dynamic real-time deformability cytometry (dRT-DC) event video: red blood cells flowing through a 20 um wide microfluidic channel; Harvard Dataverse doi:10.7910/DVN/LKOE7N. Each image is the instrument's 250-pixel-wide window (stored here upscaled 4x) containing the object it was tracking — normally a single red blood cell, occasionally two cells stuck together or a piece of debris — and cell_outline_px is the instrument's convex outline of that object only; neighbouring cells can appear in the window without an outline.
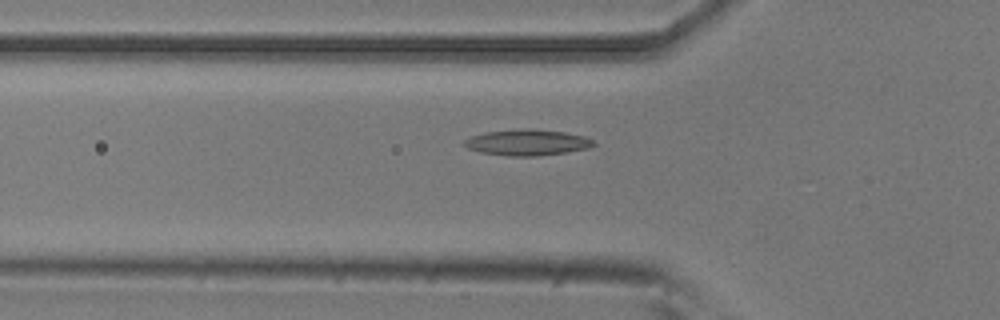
{"species": "common noctule bat (a hibernating species)", "species_latin": "Nyctalus noctula", "temperature_condition": "room temperature", "stored_images_in_passage": 51, "camera_frame_rate_fps": 3000, "um_per_image_px": 0.085, "animal": {"sex": "male", "body_mass_g": 20.5, "forearm_length_mm": 52.5}, "frame": {"image": 1, "passage_image": 18, "time_ms": 5.667, "image_size_px": [1000, 320], "cell_outline_px": [[596, 144], [588, 148], [568, 152], [536, 156], [508, 156], [480, 152], [468, 148], [460, 144], [464, 140], [472, 136], [484, 132], [528, 128], [532, 128], [564, 132], [584, 136], [592, 140]], "centroid_in_image_um": [44.79, 12.11], "position_along_channel_um": 81.0, "area_um2": 19.65}}
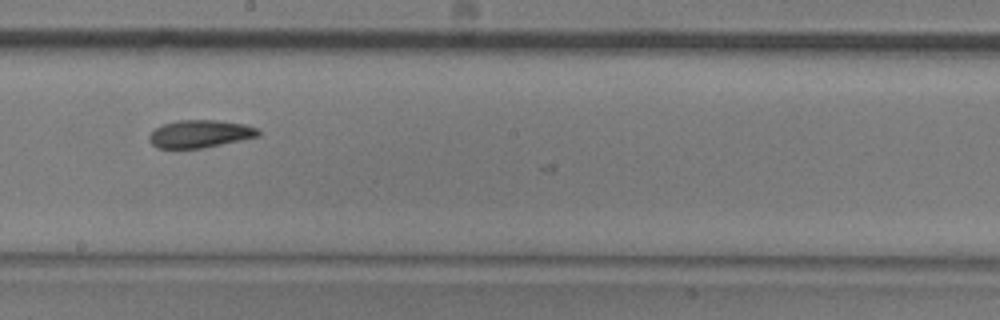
{"frame": {"image": 2, "passage_image": 30, "time_ms": 9.667, "image_size_px": [1000, 320], "cell_outline_px": [[260, 136], [244, 140], [204, 148], [156, 148], [148, 140], [148, 136], [152, 128], [176, 120], [216, 120], [244, 124], [260, 128]], "centroid_in_image_um": [17.0, 11.38], "position_along_channel_um": 231.2, "area_um2": 17.98}}
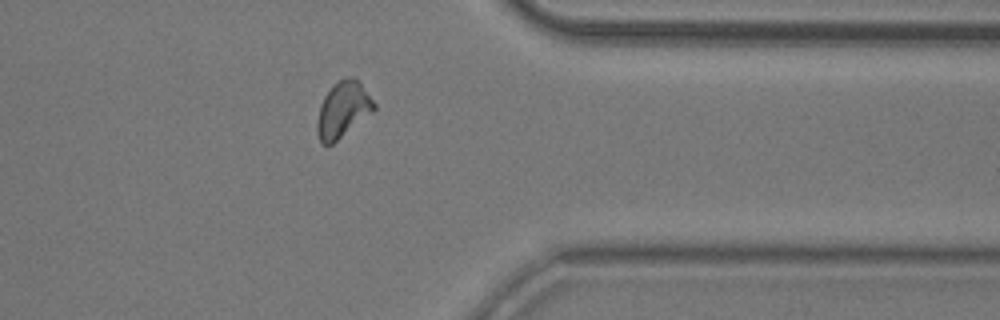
{"frame": {"image": 3, "passage_image": 43, "time_ms": 14.0, "image_size_px": [1000, 320], "cell_outline_px": [[376, 108], [372, 112], [332, 144], [320, 144], [316, 132], [316, 124], [320, 104], [324, 96], [332, 84], [340, 80], [352, 76], [360, 80], [376, 104]], "centroid_in_image_um": [29.14, 9.3], "position_along_channel_um": 382.3, "area_um2": 18.61}}